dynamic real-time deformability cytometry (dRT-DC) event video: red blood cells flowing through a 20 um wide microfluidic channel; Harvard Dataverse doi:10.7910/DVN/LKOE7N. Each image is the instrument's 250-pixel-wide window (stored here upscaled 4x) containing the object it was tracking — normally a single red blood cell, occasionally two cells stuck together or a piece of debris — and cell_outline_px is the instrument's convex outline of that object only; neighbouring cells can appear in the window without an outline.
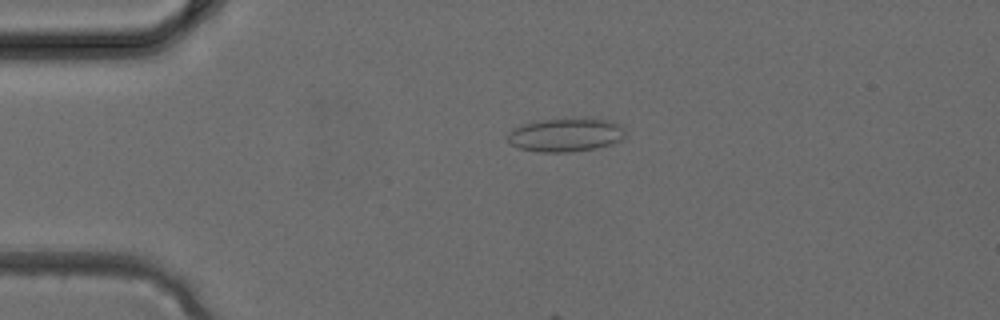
{"species": "common noctule bat (a hibernating species)", "species_latin": "Nyctalus noctula", "temperature_condition": "cold", "stored_images_in_passage": 4, "camera_frame_rate_fps": 3000, "um_per_image_px": 0.085, "animal": {"sex": "female", "body_mass_g": 24.6, "forearm_length_mm": 56.2}, "frame": {"image": 1, "passage_image": 3, "time_ms": 0.667, "image_size_px": [1000, 320], "cell_outline_px": [[628, 136], [624, 140], [612, 144], [596, 148], [572, 152], [540, 152], [520, 148], [512, 144], [508, 140], [508, 132], [512, 128], [520, 124], [536, 120], [584, 116], [608, 120], [620, 124], [628, 132]], "centroid_in_image_um": [48.16, 11.43], "position_along_channel_um": 36.8, "area_um2": 24.04}}